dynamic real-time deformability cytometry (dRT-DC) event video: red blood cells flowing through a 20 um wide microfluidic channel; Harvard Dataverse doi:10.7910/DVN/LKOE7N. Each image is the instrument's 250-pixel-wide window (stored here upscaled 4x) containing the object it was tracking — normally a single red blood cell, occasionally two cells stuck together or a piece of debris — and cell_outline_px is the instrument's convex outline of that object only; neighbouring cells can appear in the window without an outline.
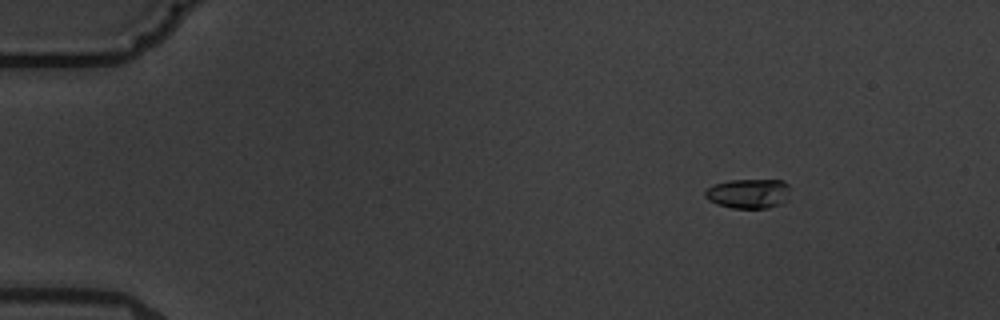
{"species": "common noctule bat (a hibernating species)", "species_latin": "Nyctalus noctula", "temperature_condition": "warm", "stored_images_in_passage": 6, "camera_frame_rate_fps": 3000, "um_per_image_px": 0.085, "animal": {"sex": "male", "body_mass_g": 19.5, "forearm_length_mm": 54.6}, "frame": {"image": 1, "passage_image": 2, "time_ms": 1.333, "image_size_px": [1000, 320], "cell_outline_px": [[792, 188], [788, 200], [780, 204], [768, 208], [732, 208], [708, 200], [704, 196], [704, 188], [712, 184], [728, 180], [784, 180]], "centroid_in_image_um": [63.64, 16.44], "position_along_channel_um": 21.4, "area_um2": 15.09}}
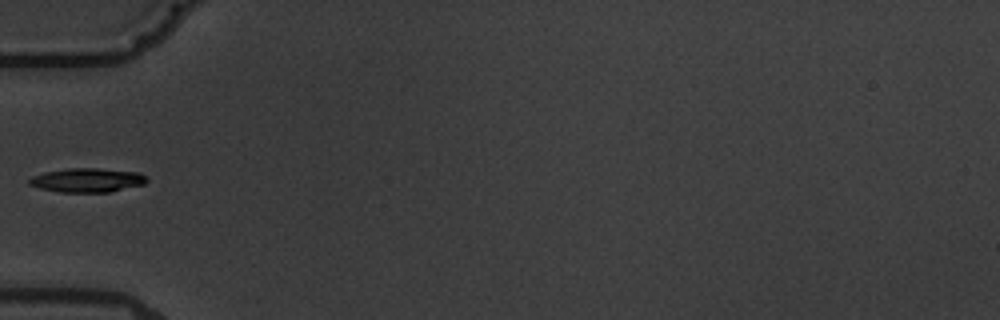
{"frame": {"image": 2, "passage_image": 5, "time_ms": 5.667, "image_size_px": [1000, 320], "cell_outline_px": [[148, 180], [144, 184], [108, 192], [60, 192], [40, 188], [28, 184], [28, 180], [32, 176], [44, 172], [68, 168], [96, 168], [140, 172]], "centroid_in_image_um": [7.39, 15.31], "position_along_channel_um": 77.6, "area_um2": 16.42}}
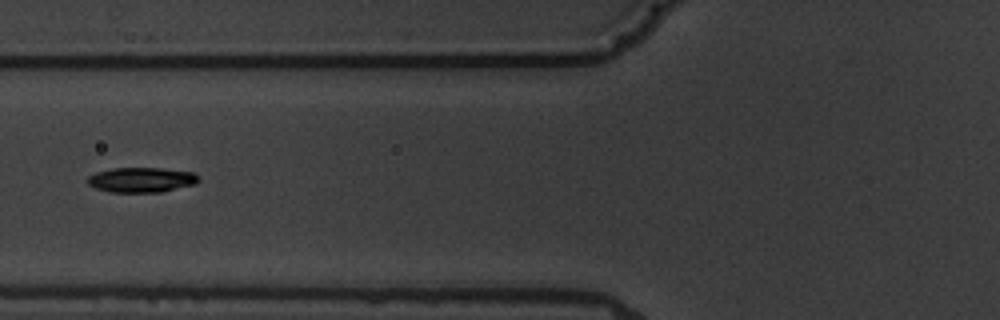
{"frame": {"image": 3, "passage_image": 6, "time_ms": 6.667, "image_size_px": [1000, 320], "cell_outline_px": [[200, 180], [196, 184], [160, 192], [108, 192], [96, 188], [88, 184], [88, 176], [96, 172], [112, 168], [160, 168], [196, 172], [200, 176]], "centroid_in_image_um": [12.06, 15.28], "position_along_channel_um": 113.7, "area_um2": 16.3}}